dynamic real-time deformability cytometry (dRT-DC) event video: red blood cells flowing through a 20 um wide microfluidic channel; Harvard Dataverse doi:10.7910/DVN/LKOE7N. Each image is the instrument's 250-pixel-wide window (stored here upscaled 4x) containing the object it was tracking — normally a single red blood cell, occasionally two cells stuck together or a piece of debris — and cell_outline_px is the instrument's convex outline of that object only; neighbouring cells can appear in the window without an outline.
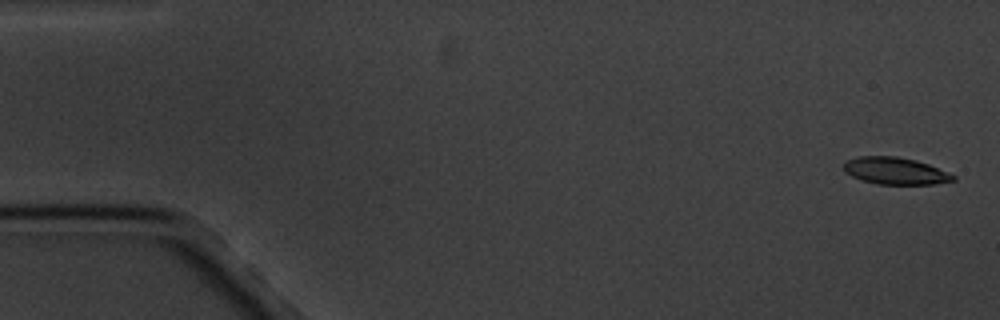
{"species": "common noctule bat (a hibernating species)", "species_latin": "Nyctalus noctula", "temperature_condition": "cold", "stored_images_in_passage": 17, "camera_frame_rate_fps": 3000, "um_per_image_px": 0.085, "animal": {"sex": "male", "body_mass_g": 20.1, "forearm_length_mm": 53.5}, "frame": {"image": 1, "passage_image": 1, "time_ms": 0.0, "image_size_px": [1000, 320], "cell_outline_px": [[956, 180], [936, 184], [880, 184], [864, 180], [852, 176], [844, 172], [844, 160], [856, 156], [896, 156], [916, 160], [928, 164], [956, 176]], "centroid_in_image_um": [76.08, 14.51], "position_along_channel_um": 8.9, "area_um2": 17.22}}
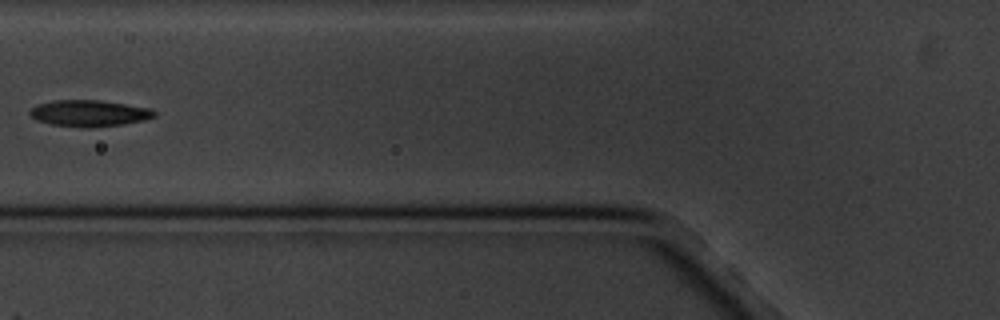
{"frame": {"image": 2, "passage_image": 7, "time_ms": 7.0, "image_size_px": [1000, 320], "cell_outline_px": [[156, 116], [144, 120], [124, 124], [88, 128], [52, 124], [40, 120], [32, 116], [28, 112], [36, 104], [56, 100], [96, 100], [152, 108], [156, 112]], "centroid_in_image_um": [7.62, 9.62], "position_along_channel_um": 118.2, "area_um2": 18.96}}
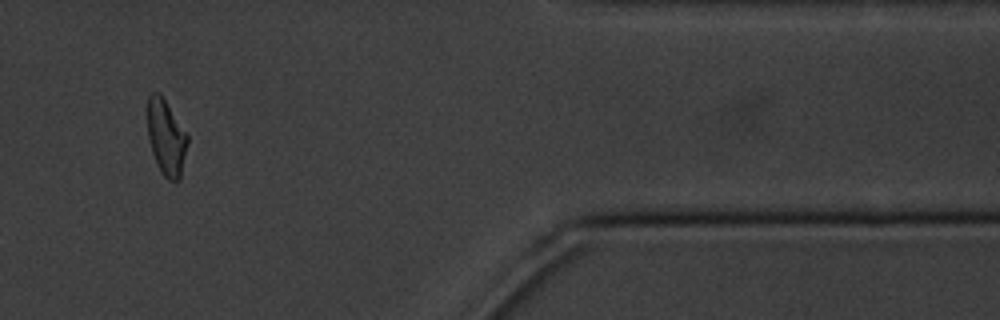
{"frame": {"image": 3, "passage_image": 15, "time_ms": 16.333, "image_size_px": [1000, 320], "cell_outline_px": [[188, 144], [180, 180], [168, 180], [164, 176], [156, 164], [148, 140], [148, 96], [152, 92], [160, 92], [188, 136]], "centroid_in_image_um": [14.12, 11.69], "position_along_channel_um": 397.3, "area_um2": 17.63}, "authors_computed_cell_mechanics": {"area_um2": 18.6694, "velocity_mm_per_s": 3.3676, "shape_relaxation_time_tau1_ms": 3.1968, "shape_relaxation_time_tau2_ms": 6.056, "deformation_change_tau1": 0.1243, "deformation_change_tau2": 0.1194}}